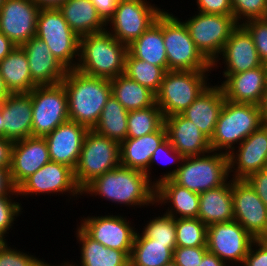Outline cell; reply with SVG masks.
I'll return each instance as SVG.
<instances>
[{"label":"cell","instance_id":"cell-1","mask_svg":"<svg viewBox=\"0 0 267 266\" xmlns=\"http://www.w3.org/2000/svg\"><path fill=\"white\" fill-rule=\"evenodd\" d=\"M156 187L139 170L118 166L96 177L83 190L88 195L127 207L141 208L155 205Z\"/></svg>","mask_w":267,"mask_h":266},{"label":"cell","instance_id":"cell-2","mask_svg":"<svg viewBox=\"0 0 267 266\" xmlns=\"http://www.w3.org/2000/svg\"><path fill=\"white\" fill-rule=\"evenodd\" d=\"M68 99L69 120L93 129L112 95L111 81L68 70L62 80Z\"/></svg>","mask_w":267,"mask_h":266},{"label":"cell","instance_id":"cell-3","mask_svg":"<svg viewBox=\"0 0 267 266\" xmlns=\"http://www.w3.org/2000/svg\"><path fill=\"white\" fill-rule=\"evenodd\" d=\"M127 45L118 41L107 30L80 37V72L104 79H114L124 74Z\"/></svg>","mask_w":267,"mask_h":266},{"label":"cell","instance_id":"cell-4","mask_svg":"<svg viewBox=\"0 0 267 266\" xmlns=\"http://www.w3.org/2000/svg\"><path fill=\"white\" fill-rule=\"evenodd\" d=\"M263 124L260 105L234 103L225 99L210 138L211 150L229 154Z\"/></svg>","mask_w":267,"mask_h":266},{"label":"cell","instance_id":"cell-5","mask_svg":"<svg viewBox=\"0 0 267 266\" xmlns=\"http://www.w3.org/2000/svg\"><path fill=\"white\" fill-rule=\"evenodd\" d=\"M211 71H166L155 103L164 117L181 114L211 84Z\"/></svg>","mask_w":267,"mask_h":266},{"label":"cell","instance_id":"cell-6","mask_svg":"<svg viewBox=\"0 0 267 266\" xmlns=\"http://www.w3.org/2000/svg\"><path fill=\"white\" fill-rule=\"evenodd\" d=\"M163 40L168 71H213L212 64L202 55L191 39L183 19L164 10Z\"/></svg>","mask_w":267,"mask_h":266},{"label":"cell","instance_id":"cell-7","mask_svg":"<svg viewBox=\"0 0 267 266\" xmlns=\"http://www.w3.org/2000/svg\"><path fill=\"white\" fill-rule=\"evenodd\" d=\"M229 178L228 154L211 150L204 155L184 157L171 180L200 194L223 185Z\"/></svg>","mask_w":267,"mask_h":266},{"label":"cell","instance_id":"cell-8","mask_svg":"<svg viewBox=\"0 0 267 266\" xmlns=\"http://www.w3.org/2000/svg\"><path fill=\"white\" fill-rule=\"evenodd\" d=\"M120 166V143L89 129L84 137L74 178L83 190L96 177Z\"/></svg>","mask_w":267,"mask_h":266},{"label":"cell","instance_id":"cell-9","mask_svg":"<svg viewBox=\"0 0 267 266\" xmlns=\"http://www.w3.org/2000/svg\"><path fill=\"white\" fill-rule=\"evenodd\" d=\"M35 36L48 45L52 54L67 70L76 69L80 37L70 28L58 8L39 10Z\"/></svg>","mask_w":267,"mask_h":266},{"label":"cell","instance_id":"cell-10","mask_svg":"<svg viewBox=\"0 0 267 266\" xmlns=\"http://www.w3.org/2000/svg\"><path fill=\"white\" fill-rule=\"evenodd\" d=\"M195 13L183 23L198 50L213 64L238 23L231 15Z\"/></svg>","mask_w":267,"mask_h":266},{"label":"cell","instance_id":"cell-11","mask_svg":"<svg viewBox=\"0 0 267 266\" xmlns=\"http://www.w3.org/2000/svg\"><path fill=\"white\" fill-rule=\"evenodd\" d=\"M32 136L45 137L69 120L68 99L63 83L36 86L31 92Z\"/></svg>","mask_w":267,"mask_h":266},{"label":"cell","instance_id":"cell-12","mask_svg":"<svg viewBox=\"0 0 267 266\" xmlns=\"http://www.w3.org/2000/svg\"><path fill=\"white\" fill-rule=\"evenodd\" d=\"M163 12L150 0H120L106 30L118 41L129 45L139 38Z\"/></svg>","mask_w":267,"mask_h":266},{"label":"cell","instance_id":"cell-13","mask_svg":"<svg viewBox=\"0 0 267 266\" xmlns=\"http://www.w3.org/2000/svg\"><path fill=\"white\" fill-rule=\"evenodd\" d=\"M127 216L102 215L81 217L79 226L90 238L109 249L121 250L128 257L138 229L133 227Z\"/></svg>","mask_w":267,"mask_h":266},{"label":"cell","instance_id":"cell-14","mask_svg":"<svg viewBox=\"0 0 267 266\" xmlns=\"http://www.w3.org/2000/svg\"><path fill=\"white\" fill-rule=\"evenodd\" d=\"M255 239L235 220L207 227L206 247L228 266L242 265ZM234 263V264H233Z\"/></svg>","mask_w":267,"mask_h":266},{"label":"cell","instance_id":"cell-15","mask_svg":"<svg viewBox=\"0 0 267 266\" xmlns=\"http://www.w3.org/2000/svg\"><path fill=\"white\" fill-rule=\"evenodd\" d=\"M18 194L25 198L29 195L32 197L41 194H67L70 201L73 197L77 200L80 195L82 196V190L77 186L74 171L70 167L50 161L18 187Z\"/></svg>","mask_w":267,"mask_h":266},{"label":"cell","instance_id":"cell-16","mask_svg":"<svg viewBox=\"0 0 267 266\" xmlns=\"http://www.w3.org/2000/svg\"><path fill=\"white\" fill-rule=\"evenodd\" d=\"M234 220L255 240L267 239V206L246 179H232Z\"/></svg>","mask_w":267,"mask_h":266},{"label":"cell","instance_id":"cell-17","mask_svg":"<svg viewBox=\"0 0 267 266\" xmlns=\"http://www.w3.org/2000/svg\"><path fill=\"white\" fill-rule=\"evenodd\" d=\"M228 165L232 179H247L251 174L267 168L266 123L228 154Z\"/></svg>","mask_w":267,"mask_h":266},{"label":"cell","instance_id":"cell-18","mask_svg":"<svg viewBox=\"0 0 267 266\" xmlns=\"http://www.w3.org/2000/svg\"><path fill=\"white\" fill-rule=\"evenodd\" d=\"M39 10L32 0H5L0 9V31L22 46L36 34Z\"/></svg>","mask_w":267,"mask_h":266},{"label":"cell","instance_id":"cell-19","mask_svg":"<svg viewBox=\"0 0 267 266\" xmlns=\"http://www.w3.org/2000/svg\"><path fill=\"white\" fill-rule=\"evenodd\" d=\"M224 63L222 74H238L263 65L249 32L238 25L224 45L220 56L212 64V69L219 68V61Z\"/></svg>","mask_w":267,"mask_h":266},{"label":"cell","instance_id":"cell-20","mask_svg":"<svg viewBox=\"0 0 267 266\" xmlns=\"http://www.w3.org/2000/svg\"><path fill=\"white\" fill-rule=\"evenodd\" d=\"M88 130L84 125L72 120H67L57 126L50 134L44 137L48 146L50 160L66 165L74 171Z\"/></svg>","mask_w":267,"mask_h":266},{"label":"cell","instance_id":"cell-21","mask_svg":"<svg viewBox=\"0 0 267 266\" xmlns=\"http://www.w3.org/2000/svg\"><path fill=\"white\" fill-rule=\"evenodd\" d=\"M49 151L44 137H27L14 142L10 172L18 188L29 176L49 163Z\"/></svg>","mask_w":267,"mask_h":266},{"label":"cell","instance_id":"cell-22","mask_svg":"<svg viewBox=\"0 0 267 266\" xmlns=\"http://www.w3.org/2000/svg\"><path fill=\"white\" fill-rule=\"evenodd\" d=\"M221 87L226 100L260 105L267 89V64L238 74H223Z\"/></svg>","mask_w":267,"mask_h":266},{"label":"cell","instance_id":"cell-23","mask_svg":"<svg viewBox=\"0 0 267 266\" xmlns=\"http://www.w3.org/2000/svg\"><path fill=\"white\" fill-rule=\"evenodd\" d=\"M26 53L35 86L55 85L64 79L67 69L52 54L48 45L34 36L22 46Z\"/></svg>","mask_w":267,"mask_h":266},{"label":"cell","instance_id":"cell-24","mask_svg":"<svg viewBox=\"0 0 267 266\" xmlns=\"http://www.w3.org/2000/svg\"><path fill=\"white\" fill-rule=\"evenodd\" d=\"M167 139L183 157L204 155L211 151L210 139L182 114L164 117Z\"/></svg>","mask_w":267,"mask_h":266},{"label":"cell","instance_id":"cell-25","mask_svg":"<svg viewBox=\"0 0 267 266\" xmlns=\"http://www.w3.org/2000/svg\"><path fill=\"white\" fill-rule=\"evenodd\" d=\"M3 137L16 142L32 136V101L30 93H10L1 103Z\"/></svg>","mask_w":267,"mask_h":266},{"label":"cell","instance_id":"cell-26","mask_svg":"<svg viewBox=\"0 0 267 266\" xmlns=\"http://www.w3.org/2000/svg\"><path fill=\"white\" fill-rule=\"evenodd\" d=\"M225 97L220 84H210L181 114L192 121L209 139L212 137L215 125Z\"/></svg>","mask_w":267,"mask_h":266},{"label":"cell","instance_id":"cell-27","mask_svg":"<svg viewBox=\"0 0 267 266\" xmlns=\"http://www.w3.org/2000/svg\"><path fill=\"white\" fill-rule=\"evenodd\" d=\"M166 139L164 124L153 133L138 138H126L120 143V165L142 171L148 177L151 156Z\"/></svg>","mask_w":267,"mask_h":266},{"label":"cell","instance_id":"cell-28","mask_svg":"<svg viewBox=\"0 0 267 266\" xmlns=\"http://www.w3.org/2000/svg\"><path fill=\"white\" fill-rule=\"evenodd\" d=\"M155 204L170 205L165 213L175 219L198 218L199 194L175 184L171 179L156 186Z\"/></svg>","mask_w":267,"mask_h":266},{"label":"cell","instance_id":"cell-29","mask_svg":"<svg viewBox=\"0 0 267 266\" xmlns=\"http://www.w3.org/2000/svg\"><path fill=\"white\" fill-rule=\"evenodd\" d=\"M198 218L207 227L234 220L231 179L199 194Z\"/></svg>","mask_w":267,"mask_h":266},{"label":"cell","instance_id":"cell-30","mask_svg":"<svg viewBox=\"0 0 267 266\" xmlns=\"http://www.w3.org/2000/svg\"><path fill=\"white\" fill-rule=\"evenodd\" d=\"M127 52L142 61L168 71L167 54L163 40V12L139 38L127 46Z\"/></svg>","mask_w":267,"mask_h":266},{"label":"cell","instance_id":"cell-31","mask_svg":"<svg viewBox=\"0 0 267 266\" xmlns=\"http://www.w3.org/2000/svg\"><path fill=\"white\" fill-rule=\"evenodd\" d=\"M58 9L79 37L106 30V24L90 0H67Z\"/></svg>","mask_w":267,"mask_h":266},{"label":"cell","instance_id":"cell-32","mask_svg":"<svg viewBox=\"0 0 267 266\" xmlns=\"http://www.w3.org/2000/svg\"><path fill=\"white\" fill-rule=\"evenodd\" d=\"M0 75L10 93H29L32 82L28 58L21 46H16L1 62Z\"/></svg>","mask_w":267,"mask_h":266},{"label":"cell","instance_id":"cell-33","mask_svg":"<svg viewBox=\"0 0 267 266\" xmlns=\"http://www.w3.org/2000/svg\"><path fill=\"white\" fill-rule=\"evenodd\" d=\"M79 245L78 266H129V257L121 250L109 249L90 238L79 226L75 229Z\"/></svg>","mask_w":267,"mask_h":266},{"label":"cell","instance_id":"cell-34","mask_svg":"<svg viewBox=\"0 0 267 266\" xmlns=\"http://www.w3.org/2000/svg\"><path fill=\"white\" fill-rule=\"evenodd\" d=\"M112 95L127 111L144 109L155 103V94L138 82L121 74L111 79Z\"/></svg>","mask_w":267,"mask_h":266},{"label":"cell","instance_id":"cell-35","mask_svg":"<svg viewBox=\"0 0 267 266\" xmlns=\"http://www.w3.org/2000/svg\"><path fill=\"white\" fill-rule=\"evenodd\" d=\"M173 260L168 243L154 242L143 233L136 232L129 256V266H164Z\"/></svg>","mask_w":267,"mask_h":266},{"label":"cell","instance_id":"cell-36","mask_svg":"<svg viewBox=\"0 0 267 266\" xmlns=\"http://www.w3.org/2000/svg\"><path fill=\"white\" fill-rule=\"evenodd\" d=\"M127 111L113 96L107 100L101 112L98 123L93 130L103 136L121 143L127 138Z\"/></svg>","mask_w":267,"mask_h":266},{"label":"cell","instance_id":"cell-37","mask_svg":"<svg viewBox=\"0 0 267 266\" xmlns=\"http://www.w3.org/2000/svg\"><path fill=\"white\" fill-rule=\"evenodd\" d=\"M165 70L146 61L131 56L125 57L124 74L156 94L163 80Z\"/></svg>","mask_w":267,"mask_h":266},{"label":"cell","instance_id":"cell-38","mask_svg":"<svg viewBox=\"0 0 267 266\" xmlns=\"http://www.w3.org/2000/svg\"><path fill=\"white\" fill-rule=\"evenodd\" d=\"M164 124V116L156 103L152 106L131 110L127 116V138H138L157 131Z\"/></svg>","mask_w":267,"mask_h":266},{"label":"cell","instance_id":"cell-39","mask_svg":"<svg viewBox=\"0 0 267 266\" xmlns=\"http://www.w3.org/2000/svg\"><path fill=\"white\" fill-rule=\"evenodd\" d=\"M177 247H206L207 226L199 218L176 219Z\"/></svg>","mask_w":267,"mask_h":266},{"label":"cell","instance_id":"cell-40","mask_svg":"<svg viewBox=\"0 0 267 266\" xmlns=\"http://www.w3.org/2000/svg\"><path fill=\"white\" fill-rule=\"evenodd\" d=\"M151 218L146 221L141 232L154 242L168 243V248L173 252L177 247L176 219L165 212L161 216Z\"/></svg>","mask_w":267,"mask_h":266},{"label":"cell","instance_id":"cell-41","mask_svg":"<svg viewBox=\"0 0 267 266\" xmlns=\"http://www.w3.org/2000/svg\"><path fill=\"white\" fill-rule=\"evenodd\" d=\"M183 159H184V157L176 149H174V147L171 145L169 140L166 139L162 144H160L156 148V150L154 151V153L151 156V159L149 162V167H148V179H149V181L156 187L162 181L171 179L175 175L178 168L181 166ZM157 162L160 164L162 163L164 165H169V166L172 163H174V164L177 163L176 164L177 167L173 168L174 170L167 171L166 173L164 172V174L160 175L159 178H157V179L154 178L152 181V177H154L151 174V171L153 169L152 167L154 164L156 165Z\"/></svg>","mask_w":267,"mask_h":266},{"label":"cell","instance_id":"cell-42","mask_svg":"<svg viewBox=\"0 0 267 266\" xmlns=\"http://www.w3.org/2000/svg\"><path fill=\"white\" fill-rule=\"evenodd\" d=\"M231 5L238 25L249 20L267 18V0H231Z\"/></svg>","mask_w":267,"mask_h":266},{"label":"cell","instance_id":"cell-43","mask_svg":"<svg viewBox=\"0 0 267 266\" xmlns=\"http://www.w3.org/2000/svg\"><path fill=\"white\" fill-rule=\"evenodd\" d=\"M15 197L19 195H2L0 196V233L6 238L9 230L15 224V220L22 214L23 207Z\"/></svg>","mask_w":267,"mask_h":266},{"label":"cell","instance_id":"cell-44","mask_svg":"<svg viewBox=\"0 0 267 266\" xmlns=\"http://www.w3.org/2000/svg\"><path fill=\"white\" fill-rule=\"evenodd\" d=\"M8 242L0 247V266H43L44 259L13 248ZM21 250V251H20ZM28 253V254H27Z\"/></svg>","mask_w":267,"mask_h":266},{"label":"cell","instance_id":"cell-45","mask_svg":"<svg viewBox=\"0 0 267 266\" xmlns=\"http://www.w3.org/2000/svg\"><path fill=\"white\" fill-rule=\"evenodd\" d=\"M241 25L251 35L261 61L267 64V18L249 20Z\"/></svg>","mask_w":267,"mask_h":266},{"label":"cell","instance_id":"cell-46","mask_svg":"<svg viewBox=\"0 0 267 266\" xmlns=\"http://www.w3.org/2000/svg\"><path fill=\"white\" fill-rule=\"evenodd\" d=\"M207 251V247H176L173 261L177 266H198Z\"/></svg>","mask_w":267,"mask_h":266},{"label":"cell","instance_id":"cell-47","mask_svg":"<svg viewBox=\"0 0 267 266\" xmlns=\"http://www.w3.org/2000/svg\"><path fill=\"white\" fill-rule=\"evenodd\" d=\"M241 266H267V239L255 240Z\"/></svg>","mask_w":267,"mask_h":266},{"label":"cell","instance_id":"cell-48","mask_svg":"<svg viewBox=\"0 0 267 266\" xmlns=\"http://www.w3.org/2000/svg\"><path fill=\"white\" fill-rule=\"evenodd\" d=\"M198 12L205 14L231 15V0H196Z\"/></svg>","mask_w":267,"mask_h":266},{"label":"cell","instance_id":"cell-49","mask_svg":"<svg viewBox=\"0 0 267 266\" xmlns=\"http://www.w3.org/2000/svg\"><path fill=\"white\" fill-rule=\"evenodd\" d=\"M246 180L267 206V168L251 174Z\"/></svg>","mask_w":267,"mask_h":266},{"label":"cell","instance_id":"cell-50","mask_svg":"<svg viewBox=\"0 0 267 266\" xmlns=\"http://www.w3.org/2000/svg\"><path fill=\"white\" fill-rule=\"evenodd\" d=\"M95 6L98 15L102 21L107 25L113 18L115 10L120 0H90Z\"/></svg>","mask_w":267,"mask_h":266},{"label":"cell","instance_id":"cell-51","mask_svg":"<svg viewBox=\"0 0 267 266\" xmlns=\"http://www.w3.org/2000/svg\"><path fill=\"white\" fill-rule=\"evenodd\" d=\"M19 195L18 188L14 185L10 168H0V196Z\"/></svg>","mask_w":267,"mask_h":266},{"label":"cell","instance_id":"cell-52","mask_svg":"<svg viewBox=\"0 0 267 266\" xmlns=\"http://www.w3.org/2000/svg\"><path fill=\"white\" fill-rule=\"evenodd\" d=\"M14 142L0 137V168H10Z\"/></svg>","mask_w":267,"mask_h":266},{"label":"cell","instance_id":"cell-53","mask_svg":"<svg viewBox=\"0 0 267 266\" xmlns=\"http://www.w3.org/2000/svg\"><path fill=\"white\" fill-rule=\"evenodd\" d=\"M16 47V45L8 39L0 31V62Z\"/></svg>","mask_w":267,"mask_h":266},{"label":"cell","instance_id":"cell-54","mask_svg":"<svg viewBox=\"0 0 267 266\" xmlns=\"http://www.w3.org/2000/svg\"><path fill=\"white\" fill-rule=\"evenodd\" d=\"M198 266H228L215 254L207 251Z\"/></svg>","mask_w":267,"mask_h":266},{"label":"cell","instance_id":"cell-55","mask_svg":"<svg viewBox=\"0 0 267 266\" xmlns=\"http://www.w3.org/2000/svg\"><path fill=\"white\" fill-rule=\"evenodd\" d=\"M40 9L59 8L67 0H32Z\"/></svg>","mask_w":267,"mask_h":266},{"label":"cell","instance_id":"cell-56","mask_svg":"<svg viewBox=\"0 0 267 266\" xmlns=\"http://www.w3.org/2000/svg\"><path fill=\"white\" fill-rule=\"evenodd\" d=\"M260 109H261V113H262V117L264 120V123L267 124V89L264 93L262 102L260 104Z\"/></svg>","mask_w":267,"mask_h":266},{"label":"cell","instance_id":"cell-57","mask_svg":"<svg viewBox=\"0 0 267 266\" xmlns=\"http://www.w3.org/2000/svg\"><path fill=\"white\" fill-rule=\"evenodd\" d=\"M10 95V92L7 90L2 76L0 75V104Z\"/></svg>","mask_w":267,"mask_h":266},{"label":"cell","instance_id":"cell-58","mask_svg":"<svg viewBox=\"0 0 267 266\" xmlns=\"http://www.w3.org/2000/svg\"><path fill=\"white\" fill-rule=\"evenodd\" d=\"M63 262L60 263V265H57V266H78L77 263H74L73 261L71 263L69 261H63ZM51 264L52 263L45 262V260H44L43 266H56V264L55 265H53V264L51 265Z\"/></svg>","mask_w":267,"mask_h":266},{"label":"cell","instance_id":"cell-59","mask_svg":"<svg viewBox=\"0 0 267 266\" xmlns=\"http://www.w3.org/2000/svg\"><path fill=\"white\" fill-rule=\"evenodd\" d=\"M4 120L2 116V105L0 104V137H3Z\"/></svg>","mask_w":267,"mask_h":266},{"label":"cell","instance_id":"cell-60","mask_svg":"<svg viewBox=\"0 0 267 266\" xmlns=\"http://www.w3.org/2000/svg\"><path fill=\"white\" fill-rule=\"evenodd\" d=\"M7 242V239L0 233V247Z\"/></svg>","mask_w":267,"mask_h":266},{"label":"cell","instance_id":"cell-61","mask_svg":"<svg viewBox=\"0 0 267 266\" xmlns=\"http://www.w3.org/2000/svg\"><path fill=\"white\" fill-rule=\"evenodd\" d=\"M164 266H177L176 263L172 260L171 262L165 264Z\"/></svg>","mask_w":267,"mask_h":266},{"label":"cell","instance_id":"cell-62","mask_svg":"<svg viewBox=\"0 0 267 266\" xmlns=\"http://www.w3.org/2000/svg\"><path fill=\"white\" fill-rule=\"evenodd\" d=\"M5 0H0V9L2 7V5L4 4Z\"/></svg>","mask_w":267,"mask_h":266}]
</instances>
